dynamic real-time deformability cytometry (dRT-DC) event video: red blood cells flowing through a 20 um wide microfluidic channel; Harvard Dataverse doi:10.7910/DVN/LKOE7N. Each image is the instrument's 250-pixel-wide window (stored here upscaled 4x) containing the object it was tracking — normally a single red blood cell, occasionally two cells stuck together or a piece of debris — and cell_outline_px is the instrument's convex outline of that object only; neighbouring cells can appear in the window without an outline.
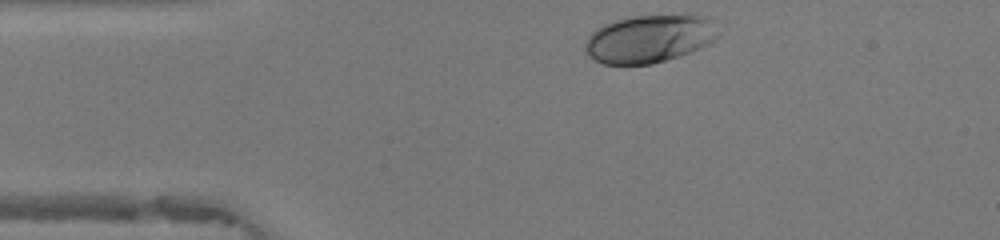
{"species": "human", "species_latin": "Homo sapiens", "temperature_condition": "warm", "stored_images_in_passage": 30, "camera_frame_rate_fps": 3000, "um_per_image_px": 0.085, "donor": {"sex": "female"}, "frame": {"image": 1, "passage_image": 1, "time_ms": 0.0, "image_size_px": [1000, 240], "cell_outline_px": [[720, 36], [708, 44], [700, 48], [680, 56], [652, 64], [604, 64], [596, 60], [584, 48], [584, 44], [588, 36], [596, 28], [612, 20], [628, 16], [684, 12], [692, 12], [708, 16]], "centroid_in_image_um": [55.25, 3.23], "position_along_channel_um": 29.8, "area_um2": 38.15}}
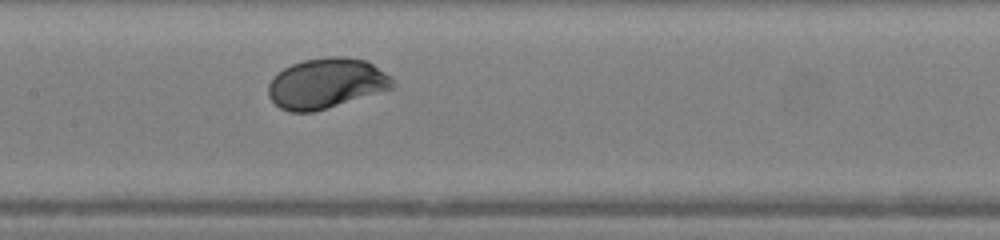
{"frame": {"image": 2, "passage_image": 15, "time_ms": 4.667, "image_size_px": [1000, 240], "cell_outline_px": [[396, 88], [312, 112], [288, 112], [280, 108], [268, 96], [268, 84], [272, 76], [284, 68], [292, 64], [304, 60], [328, 56], [340, 56], [364, 60], [372, 64], [392, 76], [396, 84]], "centroid_in_image_um": [27.75, 7.09], "position_along_channel_um": 179.7, "area_um2": 36.59}}
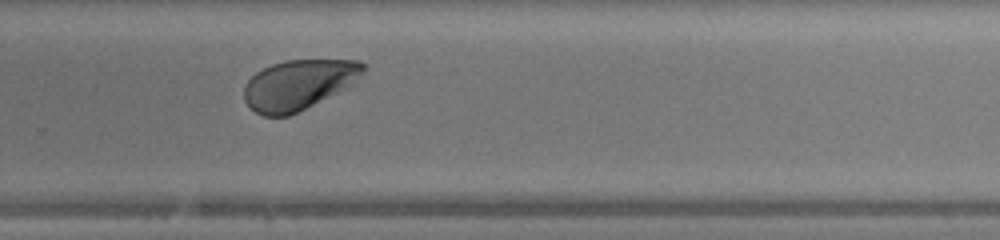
{"frame": {"image": 3, "passage_image": 24, "time_ms": 7.667, "image_size_px": [1000, 240], "cell_outline_px": [[364, 72], [348, 84], [336, 92], [288, 116], [264, 116], [256, 112], [244, 100], [244, 88], [248, 80], [256, 72], [272, 64], [284, 60], [360, 60], [364, 64]], "centroid_in_image_um": [25.32, 7.18], "position_along_channel_um": 304.5, "area_um2": 33.81}, "authors_computed_cell_mechanics": {"area_um2": 35.4603, "velocity_mm_per_s": 4.173, "shape_relaxation_time_tau1_ms": 1.9788, "shape_relaxation_time_tau2_ms": null, "deformation_change_tau1": 0.144, "deformation_change_tau2": null}}